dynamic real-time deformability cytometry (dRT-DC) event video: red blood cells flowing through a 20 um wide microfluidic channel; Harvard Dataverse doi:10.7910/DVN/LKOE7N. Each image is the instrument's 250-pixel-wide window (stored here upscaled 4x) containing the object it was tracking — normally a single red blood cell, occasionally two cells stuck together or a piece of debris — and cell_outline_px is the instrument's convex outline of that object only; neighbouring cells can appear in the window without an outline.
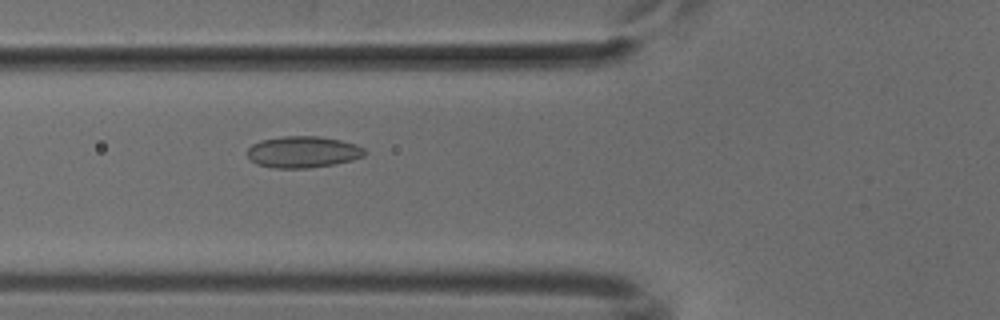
{"species": "common noctule bat (a hibernating species)", "species_latin": "Nyctalus noctula", "temperature_condition": "cold", "stored_images_in_passage": 46, "camera_frame_rate_fps": 3000, "um_per_image_px": 0.085, "animal": {"sex": "male", "body_mass_g": 18.8}, "frame": {"image": 1, "passage_image": 13, "time_ms": 4.0, "image_size_px": [1000, 320], "cell_outline_px": [[368, 152], [364, 156], [352, 160], [336, 164], [308, 168], [276, 168], [256, 164], [248, 156], [248, 148], [252, 144], [260, 140], [280, 136], [320, 136], [340, 140], [356, 144], [364, 148]], "centroid_in_image_um": [25.78, 12.91], "position_along_channel_um": 100.0, "area_um2": 21.73}}
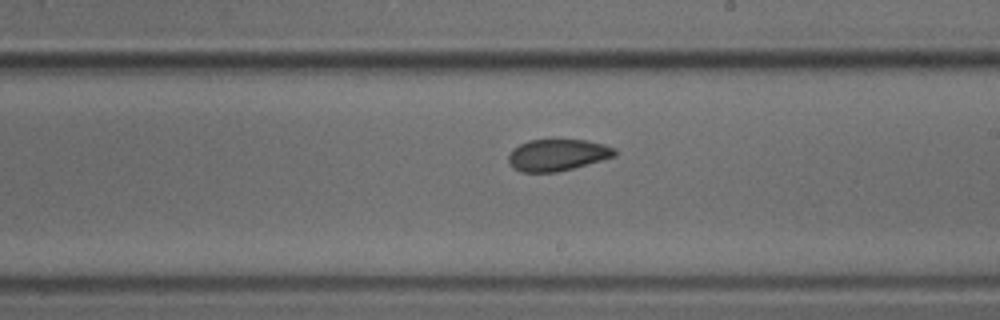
{"frame": {"image": 2, "passage_image": 24, "time_ms": 7.667, "image_size_px": [1000, 320], "cell_outline_px": [[616, 156], [572, 168], [556, 172], [520, 172], [512, 168], [508, 160], [508, 156], [512, 148], [528, 140], [588, 140], [604, 144], [616, 148]], "centroid_in_image_um": [47.36, 13.17], "position_along_channel_um": 241.6, "area_um2": 19.65}}
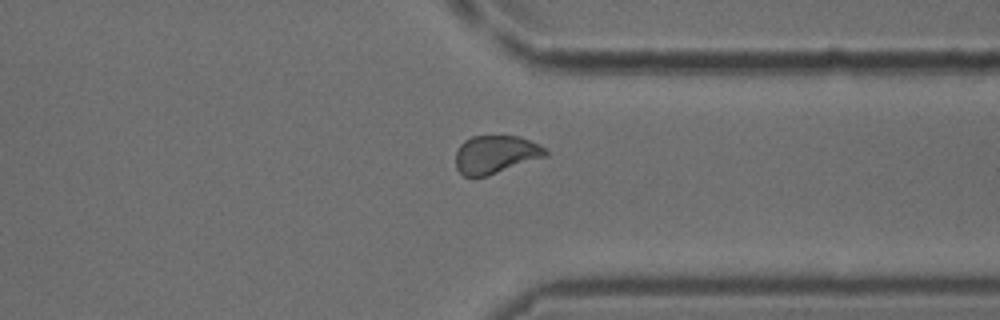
{"frame": {"image": 3, "passage_image": 34, "time_ms": 11.0, "image_size_px": [1000, 320], "cell_outline_px": [[548, 156], [488, 176], [464, 176], [456, 168], [456, 152], [460, 144], [464, 140], [472, 136], [520, 136], [544, 148], [548, 152]], "centroid_in_image_um": [42.12, 13.13], "position_along_channel_um": 369.3, "area_um2": 19.94}}